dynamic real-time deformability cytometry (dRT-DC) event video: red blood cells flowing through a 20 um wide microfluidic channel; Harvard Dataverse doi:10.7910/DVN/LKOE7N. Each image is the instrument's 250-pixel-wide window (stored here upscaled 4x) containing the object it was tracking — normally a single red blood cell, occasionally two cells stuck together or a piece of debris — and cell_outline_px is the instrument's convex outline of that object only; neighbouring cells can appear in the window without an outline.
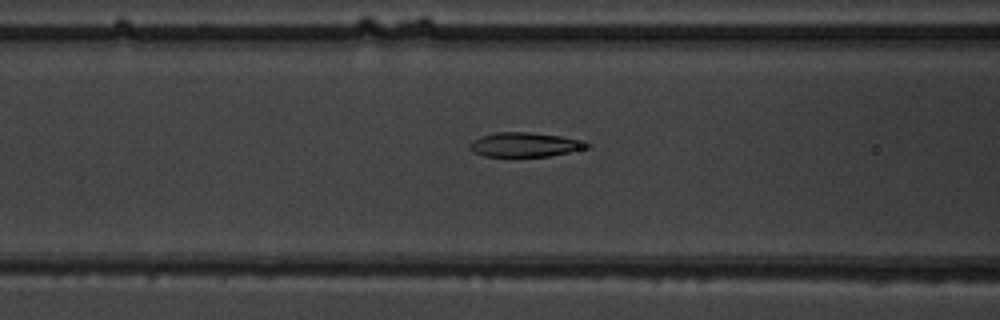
{"species": "common noctule bat (a hibernating species)", "species_latin": "Nyctalus noctula", "temperature_condition": "warm", "stored_images_in_passage": 51, "camera_frame_rate_fps": 3000, "um_per_image_px": 0.085, "animal": {"sex": "male", "body_mass_g": 19.5, "forearm_length_mm": 54.6}, "frame": {"image": 1, "passage_image": 21, "time_ms": 6.667, "image_size_px": [1000, 320], "cell_outline_px": [[592, 148], [548, 156], [512, 160], [484, 156], [472, 152], [468, 148], [468, 144], [472, 140], [480, 136], [496, 132], [528, 132], [560, 136], [592, 144]], "centroid_in_image_um": [44.53, 12.35], "position_along_channel_um": 122.1, "area_um2": 17.63}}
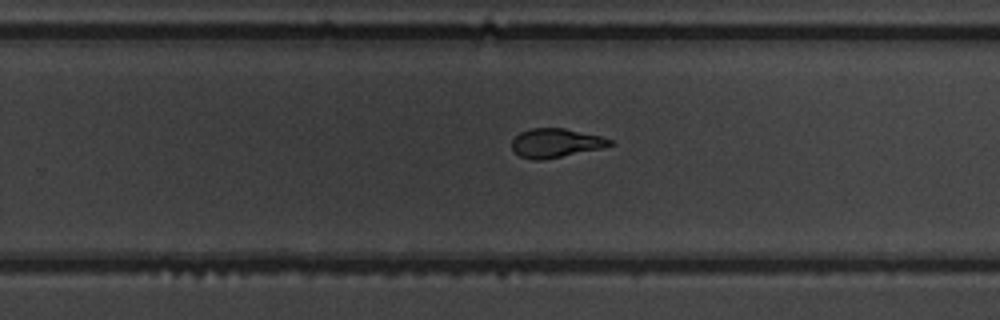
{"frame": {"image": 2, "passage_image": 33, "time_ms": 10.667, "image_size_px": [1000, 320], "cell_outline_px": [[612, 144], [600, 148], [540, 160], [532, 160], [520, 156], [512, 152], [512, 140], [520, 132], [532, 128], [564, 128], [600, 136], [612, 140]], "centroid_in_image_um": [47.17, 12.15], "position_along_channel_um": 282.6, "area_um2": 16.24}}
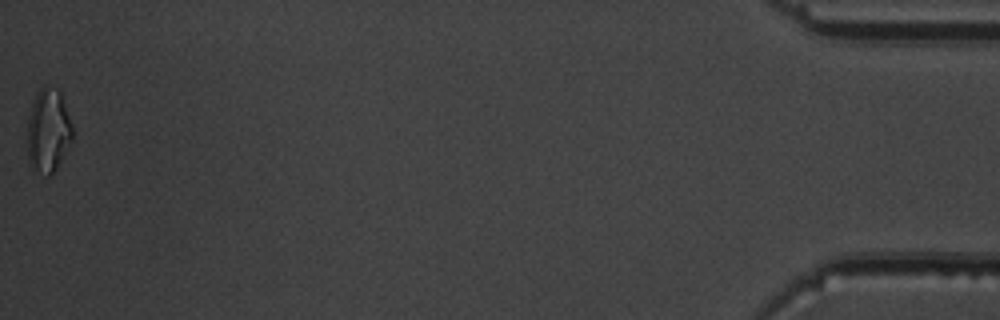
{"frame": {"image": 3, "passage_image": 51, "time_ms": 16.667, "image_size_px": [1000, 320], "cell_outline_px": [[72, 140], [56, 168], [48, 176], [44, 176], [32, 172], [28, 160], [28, 116], [36, 92], [44, 84], [56, 88], [60, 92], [72, 124]], "centroid_in_image_um": [4.07, 11.12], "position_along_channel_um": 431.1, "area_um2": 22.2}, "authors_computed_cell_mechanics": {"area_um2": 17.8024, "velocity_mm_per_s": 4.0305, "shape_relaxation_time_tau1_ms": 3.7627, "shape_relaxation_time_tau2_ms": 1.7183, "deformation_change_tau1": 0.2017, "deformation_change_tau2": 0.1}}